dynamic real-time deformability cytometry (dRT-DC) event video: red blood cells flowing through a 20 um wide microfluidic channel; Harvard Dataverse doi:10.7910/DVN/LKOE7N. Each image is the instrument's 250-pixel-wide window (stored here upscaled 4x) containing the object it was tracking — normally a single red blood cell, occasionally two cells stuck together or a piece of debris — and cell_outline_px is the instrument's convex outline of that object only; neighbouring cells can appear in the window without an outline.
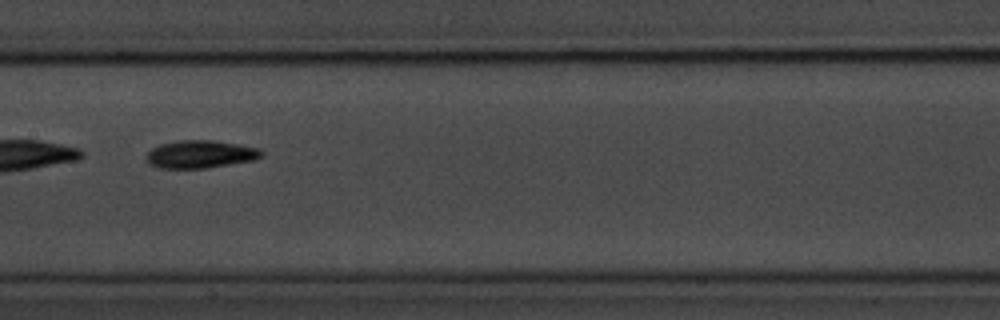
{"species": "common noctule bat (a hibernating species)", "species_latin": "Nyctalus noctula", "temperature_condition": "room temperature", "stored_images_in_passage": 38, "camera_frame_rate_fps": 3000, "um_per_image_px": 0.085, "animal": {"sex": "male", "body_mass_g": 20.1, "forearm_length_mm": 53.5}, "frame": {"image": 1, "passage_image": 12, "time_ms": 3.667, "image_size_px": [1000, 320], "cell_outline_px": [[264, 152], [260, 156], [252, 160], [208, 168], [160, 168], [148, 164], [144, 156], [152, 148], [160, 144], [180, 140], [212, 140], [260, 148]], "centroid_in_image_um": [16.98, 13.11], "position_along_channel_um": 190.4, "area_um2": 18.61}}